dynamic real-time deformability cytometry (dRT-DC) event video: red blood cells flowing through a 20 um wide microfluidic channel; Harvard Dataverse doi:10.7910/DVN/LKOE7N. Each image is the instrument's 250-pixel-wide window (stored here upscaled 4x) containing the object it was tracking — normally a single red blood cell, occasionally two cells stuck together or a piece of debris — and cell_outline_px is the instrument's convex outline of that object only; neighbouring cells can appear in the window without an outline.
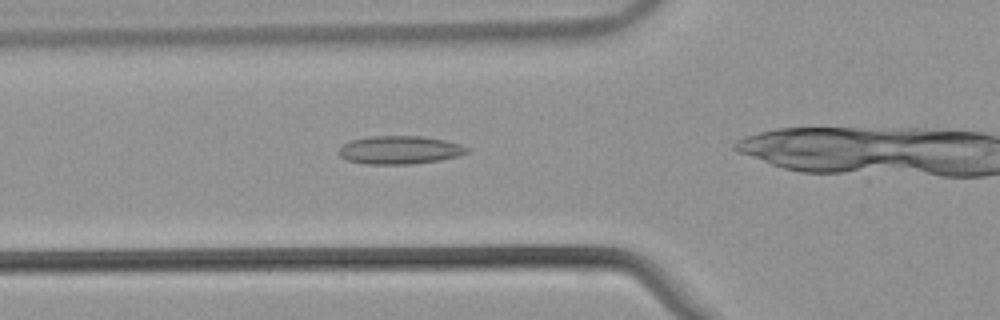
{"species": "common noctule bat (a hibernating species)", "species_latin": "Nyctalus noctula", "temperature_condition": "warm", "stored_images_in_passage": 36, "camera_frame_rate_fps": 3000, "um_per_image_px": 0.085, "animal": {"sex": "male", "body_mass_g": 21.5, "forearm_length_mm": 52.0}, "frame": {"image": 1, "passage_image": 13, "time_ms": 4.0, "image_size_px": [1000, 320], "cell_outline_px": [[468, 152], [456, 156], [440, 160], [412, 164], [364, 164], [348, 160], [340, 156], [336, 152], [344, 144], [352, 140], [372, 136], [420, 136], [444, 140], [460, 144], [468, 148]], "centroid_in_image_um": [33.95, 12.75], "position_along_channel_um": 91.9, "area_um2": 20.92}}
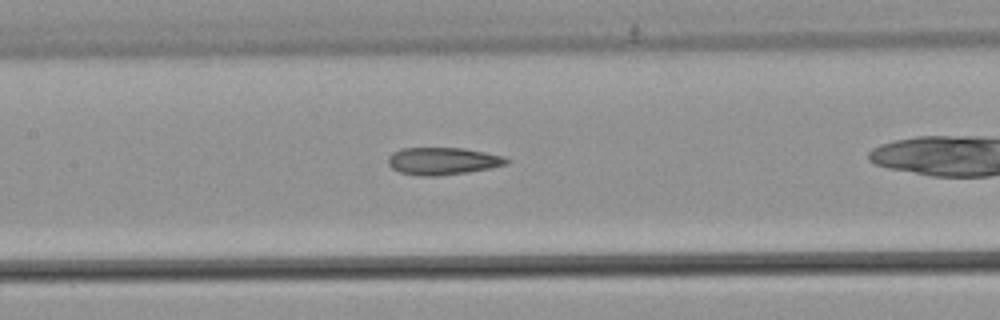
{"frame": {"image": 2, "passage_image": 19, "time_ms": 6.0, "image_size_px": [1000, 320], "cell_outline_px": [[512, 160], [508, 164], [492, 168], [468, 172], [436, 176], [420, 176], [400, 172], [392, 168], [388, 164], [388, 156], [392, 152], [400, 148], [464, 148], [504, 156]], "centroid_in_image_um": [37.65, 13.69], "position_along_channel_um": 169.7, "area_um2": 19.07}}
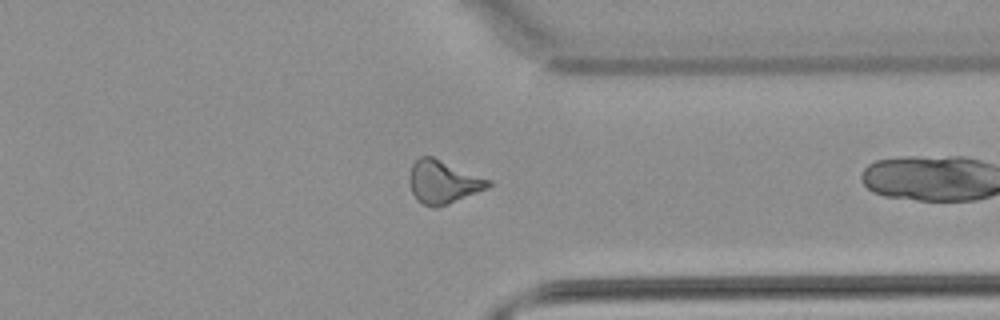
{"frame": {"image": 3, "passage_image": 35, "time_ms": 11.333, "image_size_px": [1000, 320], "cell_outline_px": [[492, 184], [488, 188], [448, 204], [436, 208], [432, 208], [416, 200], [412, 192], [408, 180], [408, 176], [412, 164], [420, 156], [432, 156], [492, 180]], "centroid_in_image_um": [37.65, 15.47], "position_along_channel_um": 373.7, "area_um2": 20.0}}